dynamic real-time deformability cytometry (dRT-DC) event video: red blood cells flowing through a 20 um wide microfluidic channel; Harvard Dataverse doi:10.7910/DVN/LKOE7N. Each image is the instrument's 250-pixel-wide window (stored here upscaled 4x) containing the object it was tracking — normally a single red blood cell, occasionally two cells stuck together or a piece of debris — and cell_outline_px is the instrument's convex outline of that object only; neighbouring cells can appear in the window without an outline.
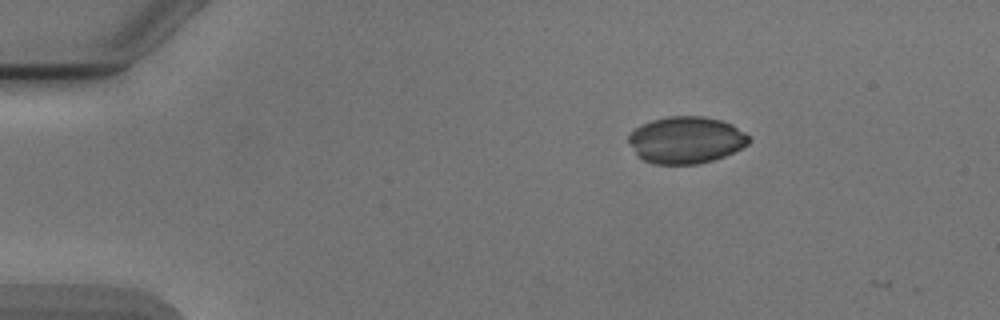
{"species": "Egyptian fruit bat (a non-hibernating species)", "species_latin": "Rousettus aegyptiacus", "temperature_condition": "cold", "stored_images_in_passage": 3, "camera_frame_rate_fps": 3000, "um_per_image_px": 0.085, "animal": {"sex": "male"}, "frame": {"image": 1, "passage_image": 1, "time_ms": 0.0, "image_size_px": [1000, 320], "cell_outline_px": [[752, 140], [748, 144], [724, 156], [700, 164], [652, 164], [636, 156], [628, 140], [628, 136], [640, 124], [652, 120], [668, 116], [704, 116], [720, 120], [732, 124], [752, 136]], "centroid_in_image_um": [58.32, 11.9], "position_along_channel_um": 26.7, "area_um2": 33.12}}